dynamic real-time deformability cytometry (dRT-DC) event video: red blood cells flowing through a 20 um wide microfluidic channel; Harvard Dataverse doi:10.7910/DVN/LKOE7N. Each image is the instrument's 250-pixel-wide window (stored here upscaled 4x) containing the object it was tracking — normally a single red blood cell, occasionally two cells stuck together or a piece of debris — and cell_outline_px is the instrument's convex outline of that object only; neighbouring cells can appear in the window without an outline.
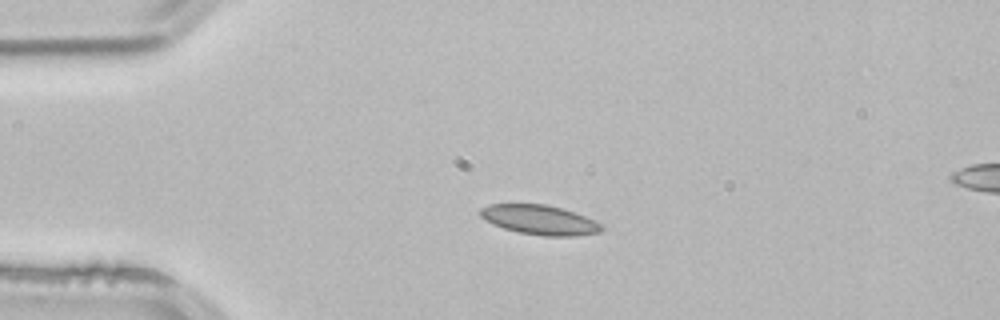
{"species": "common noctule bat (a hibernating species)", "species_latin": "Nyctalus noctula", "temperature_condition": "room temperature", "stored_images_in_passage": 2, "segment_of_instrument_passage": [1, 2], "camera_frame_rate_fps": 3000, "um_per_image_px": 0.085, "animal": {"sex": "male", "body_mass_g": 21.5, "forearm_length_mm": 52.0}, "frame": {"image": 1, "passage_image": 1, "time_ms": 0.0, "image_size_px": [1000, 320], "cell_outline_px": [[604, 228], [600, 232], [576, 236], [544, 236], [516, 232], [492, 224], [484, 220], [480, 216], [480, 208], [488, 204], [548, 204], [584, 216], [600, 224]], "centroid_in_image_um": [45.82, 18.69], "position_along_channel_um": 39.2, "area_um2": 20.87}}